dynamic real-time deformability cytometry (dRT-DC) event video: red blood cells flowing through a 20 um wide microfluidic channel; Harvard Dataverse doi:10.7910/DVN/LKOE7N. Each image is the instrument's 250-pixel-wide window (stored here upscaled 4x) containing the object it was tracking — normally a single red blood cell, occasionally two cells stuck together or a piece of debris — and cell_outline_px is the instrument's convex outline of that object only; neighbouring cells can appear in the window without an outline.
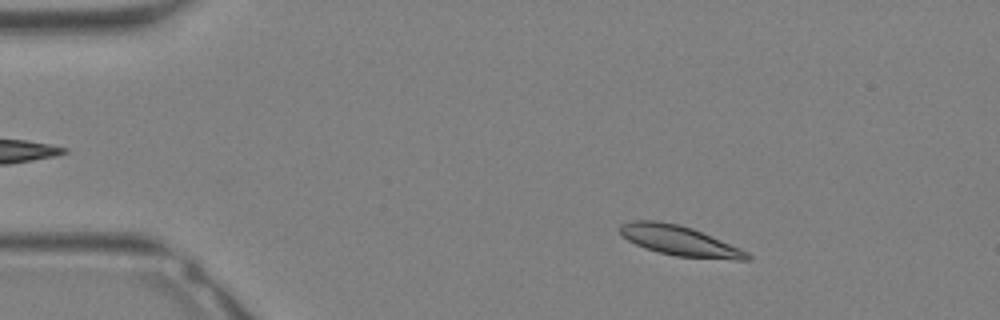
{"species": "Egyptian fruit bat (a non-hibernating species)", "species_latin": "Rousettus aegyptiacus", "temperature_condition": "warm", "stored_images_in_passage": 31, "camera_frame_rate_fps": 3000, "um_per_image_px": 0.085, "animal": {"sex": "female"}, "frame": {"image": 1, "passage_image": 4, "time_ms": 1.0, "image_size_px": [1000, 320], "cell_outline_px": [[752, 260], [736, 260], [676, 256], [656, 252], [644, 248], [628, 240], [620, 232], [620, 224], [632, 220], [656, 220], [676, 224], [692, 228], [740, 248], [748, 252], [752, 256]], "centroid_in_image_um": [57.77, 20.47], "position_along_channel_um": 27.2, "area_um2": 22.2}}
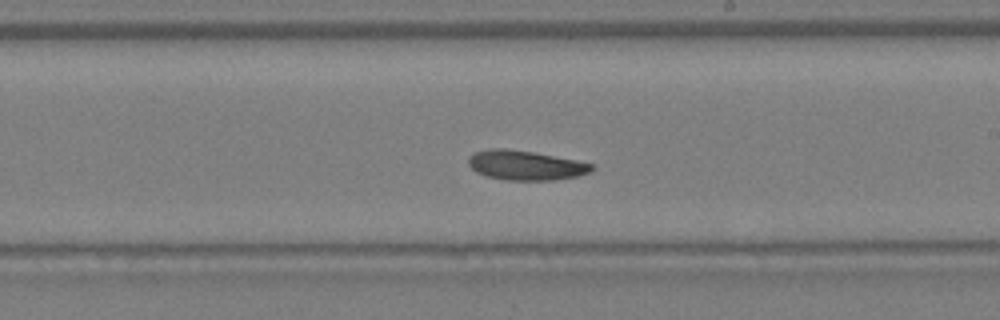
{"frame": {"image": 2, "passage_image": 18, "time_ms": 5.667, "image_size_px": [1000, 320], "cell_outline_px": [[592, 168], [588, 172], [576, 176], [552, 180], [504, 180], [484, 176], [476, 172], [468, 164], [468, 156], [476, 152], [488, 148], [504, 148], [532, 152], [576, 160], [592, 164]], "centroid_in_image_um": [44.59, 14.05], "position_along_channel_um": 244.4, "area_um2": 21.1}}
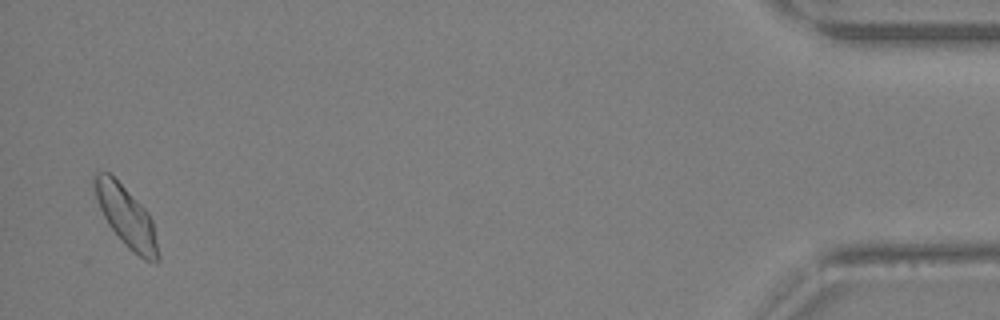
{"frame": {"image": 3, "passage_image": 31, "time_ms": 10.0, "image_size_px": [1000, 320], "cell_outline_px": [[160, 260], [156, 264], [144, 260], [128, 248], [124, 244], [108, 224], [96, 200], [92, 184], [92, 176], [96, 172], [108, 172], [148, 212], [152, 220], [160, 256]], "centroid_in_image_um": [10.73, 18.45], "position_along_channel_um": 424.5, "area_um2": 22.31}}